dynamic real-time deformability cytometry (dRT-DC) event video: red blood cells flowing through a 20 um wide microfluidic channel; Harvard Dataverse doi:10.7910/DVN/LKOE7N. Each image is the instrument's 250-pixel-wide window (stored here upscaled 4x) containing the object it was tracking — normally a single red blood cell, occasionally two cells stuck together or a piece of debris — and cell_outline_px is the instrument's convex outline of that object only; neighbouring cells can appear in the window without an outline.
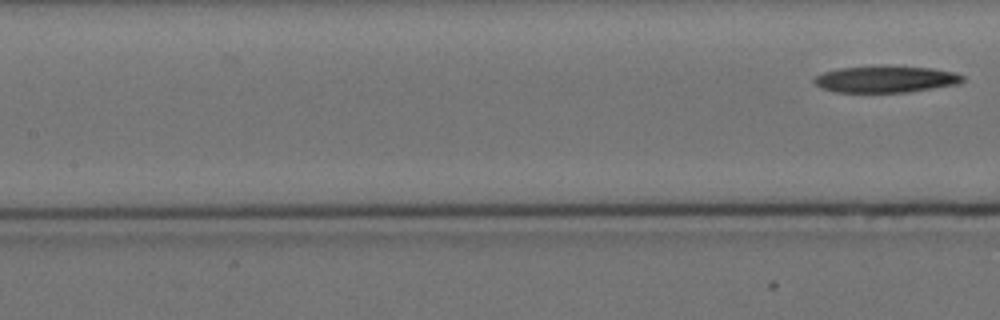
{"species": "Egyptian fruit bat (a non-hibernating species)", "species_latin": "Rousettus aegyptiacus", "temperature_condition": "cold", "stored_images_in_passage": 5, "segment_of_instrument_passage": [2, 2], "camera_frame_rate_fps": 3000, "um_per_image_px": 0.085, "animal": {"sex": "female"}, "frame": {"image": 1, "passage_image": 5, "time_ms": 5.333, "image_size_px": [1000, 320], "cell_outline_px": [[964, 80], [960, 84], [908, 92], [832, 92], [820, 88], [812, 80], [816, 76], [824, 72], [836, 68], [932, 68], [952, 72], [964, 76]], "centroid_in_image_um": [75.26, 6.77], "position_along_channel_um": 132.1, "area_um2": 22.31}}